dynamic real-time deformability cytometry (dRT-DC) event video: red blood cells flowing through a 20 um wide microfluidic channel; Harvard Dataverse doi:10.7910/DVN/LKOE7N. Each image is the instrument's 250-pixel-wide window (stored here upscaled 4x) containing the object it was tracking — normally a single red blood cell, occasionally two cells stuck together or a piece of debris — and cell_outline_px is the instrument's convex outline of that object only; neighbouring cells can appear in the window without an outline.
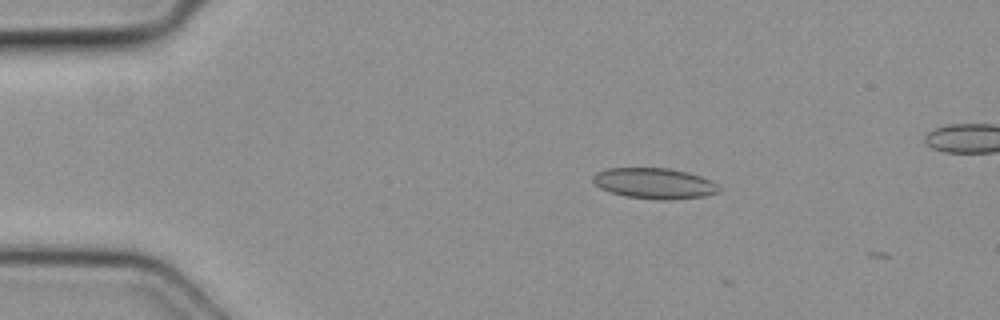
{"species": "common noctule bat (a hibernating species)", "species_latin": "Nyctalus noctula", "temperature_condition": "cold", "stored_images_in_passage": 3, "camera_frame_rate_fps": 3000, "um_per_image_px": 0.085, "animal": {"sex": "female", "body_mass_g": 19.3, "forearm_length_mm": 54.1}, "frame": {"image": 1, "passage_image": 2, "time_ms": 0.333, "image_size_px": [1000, 320], "cell_outline_px": [[720, 192], [704, 196], [668, 200], [660, 200], [628, 196], [612, 192], [600, 188], [592, 180], [592, 176], [596, 172], [608, 168], [668, 168], [688, 172], [712, 180], [720, 188]], "centroid_in_image_um": [55.64, 15.58], "position_along_channel_um": 29.4, "area_um2": 22.48}}